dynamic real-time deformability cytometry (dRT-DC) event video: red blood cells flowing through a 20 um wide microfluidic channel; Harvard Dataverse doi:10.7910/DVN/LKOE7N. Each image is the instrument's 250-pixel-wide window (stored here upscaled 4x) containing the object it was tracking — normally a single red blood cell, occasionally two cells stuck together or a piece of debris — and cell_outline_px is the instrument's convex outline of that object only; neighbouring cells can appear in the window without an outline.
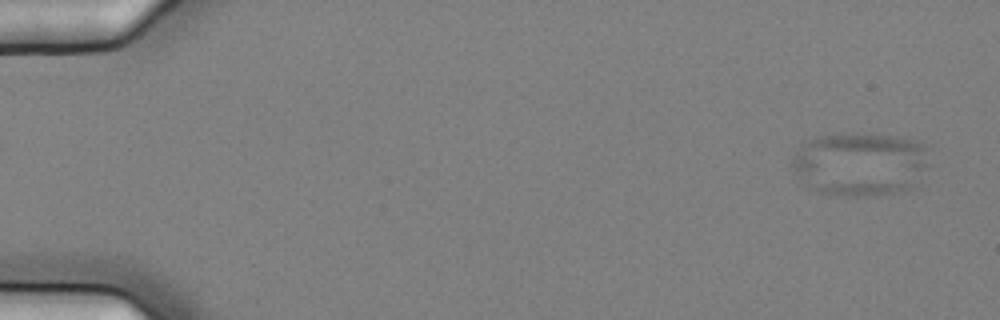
{"species": "common noctule bat (a hibernating species)", "species_latin": "Nyctalus noctula", "temperature_condition": "cold", "stored_images_in_passage": 6, "segment_of_instrument_passage": [2, 2], "camera_frame_rate_fps": 3000, "um_per_image_px": 0.085, "animal": {"sex": "female", "body_mass_g": 25.1}, "frame": {"image": 1, "passage_image": 6, "time_ms": 1.667, "image_size_px": [1000, 320], "cell_outline_px": [[928, 164], [920, 184], [912, 188], [896, 192], [876, 196], [848, 196], [820, 192], [800, 176], [792, 168], [792, 160], [800, 144], [804, 140], [816, 136], [840, 132], [844, 132], [908, 136], [920, 140], [924, 144]], "centroid_in_image_um": [73.19, 13.89], "position_along_channel_um": 11.8, "area_um2": 51.85}}